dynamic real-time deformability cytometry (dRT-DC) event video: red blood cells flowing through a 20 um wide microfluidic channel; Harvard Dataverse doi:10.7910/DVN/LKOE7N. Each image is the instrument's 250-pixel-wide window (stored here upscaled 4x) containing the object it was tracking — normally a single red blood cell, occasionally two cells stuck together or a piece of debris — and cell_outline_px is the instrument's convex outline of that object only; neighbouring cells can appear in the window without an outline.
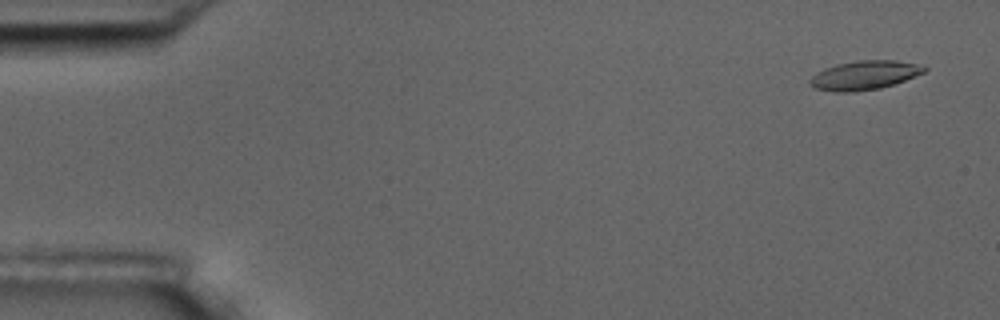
{"species": "common noctule bat (a hibernating species)", "species_latin": "Nyctalus noctula", "temperature_condition": "room temperature", "stored_images_in_passage": 5, "camera_frame_rate_fps": 3000, "um_per_image_px": 0.085, "animal": {"sex": "male", "body_mass_g": 17.5, "forearm_length_mm": 52.3}, "frame": {"image": 1, "passage_image": 1, "time_ms": 0.0, "image_size_px": [1000, 320], "cell_outline_px": [[928, 68], [924, 72], [904, 80], [880, 88], [852, 92], [832, 92], [816, 88], [808, 84], [808, 80], [816, 72], [824, 68], [836, 64], [856, 60], [896, 60], [916, 64]], "centroid_in_image_um": [73.41, 6.39], "position_along_channel_um": 11.6, "area_um2": 19.31}}
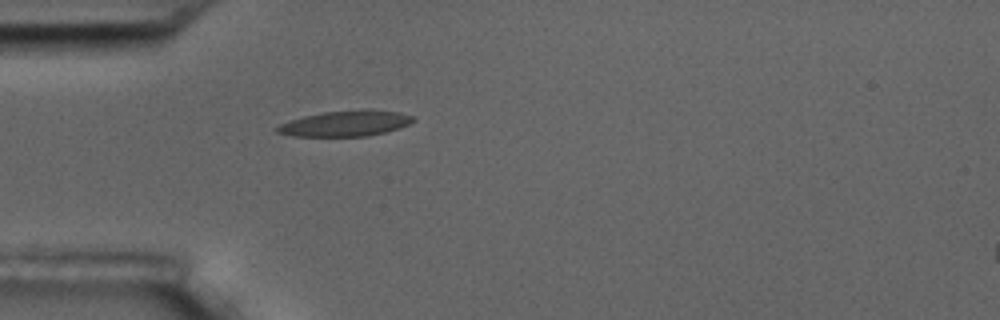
{"frame": {"image": 2, "passage_image": 5, "time_ms": 4.667, "image_size_px": [1000, 320], "cell_outline_px": [[416, 120], [400, 128], [368, 136], [292, 136], [276, 132], [272, 128], [288, 120], [304, 116], [324, 112], [364, 108], [396, 112], [412, 116]], "centroid_in_image_um": [29.32, 10.49], "position_along_channel_um": 55.7, "area_um2": 20.52}}